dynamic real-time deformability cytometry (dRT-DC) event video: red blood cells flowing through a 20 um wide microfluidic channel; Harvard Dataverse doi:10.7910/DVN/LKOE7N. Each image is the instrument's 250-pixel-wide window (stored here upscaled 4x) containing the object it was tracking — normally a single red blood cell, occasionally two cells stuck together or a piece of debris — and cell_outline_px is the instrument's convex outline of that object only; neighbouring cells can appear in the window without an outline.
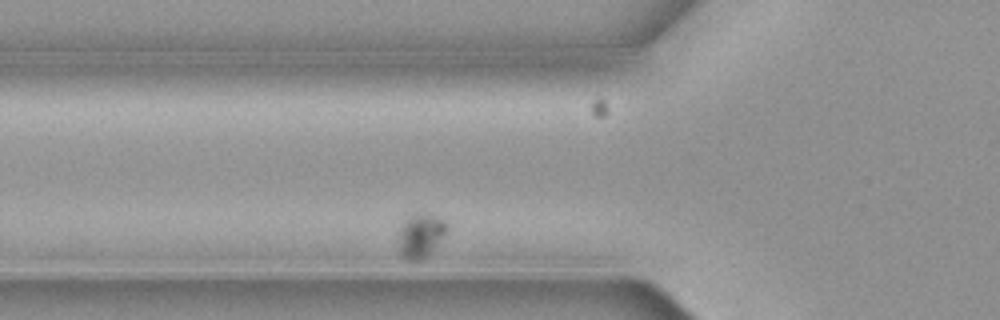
{"species": "common noctule bat (a hibernating species)", "species_latin": "Nyctalus noctula", "temperature_condition": "cold", "stored_images_in_passage": 4, "segment_of_instrument_passage": [1, 2], "camera_frame_rate_fps": 3000, "um_per_image_px": 0.085, "animal": {"sex": "female", "body_mass_g": 19.3, "forearm_length_mm": 54.1}, "frame": {"image": 1, "passage_image": 3, "time_ms": 0.667, "image_size_px": [1000, 320], "cell_outline_px": [[452, 228], [420, 260], [408, 260], [400, 256], [400, 224], [408, 216], [416, 212], [428, 212], [444, 220]], "centroid_in_image_um": [35.78, 19.94], "position_along_channel_um": 90.0, "area_um2": 12.48}}